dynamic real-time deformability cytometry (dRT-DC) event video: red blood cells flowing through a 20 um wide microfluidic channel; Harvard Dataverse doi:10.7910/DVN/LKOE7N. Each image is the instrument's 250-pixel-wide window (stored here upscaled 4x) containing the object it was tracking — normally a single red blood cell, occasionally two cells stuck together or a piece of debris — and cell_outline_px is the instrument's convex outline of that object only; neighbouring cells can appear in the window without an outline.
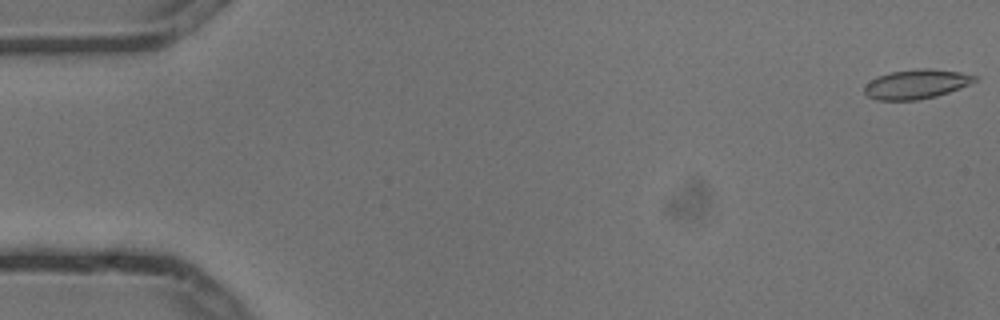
{"species": "common noctule bat (a hibernating species)", "species_latin": "Nyctalus noctula", "temperature_condition": "cold", "stored_images_in_passage": 5, "camera_frame_rate_fps": 3000, "um_per_image_px": 0.085, "animal": {"sex": "male", "body_mass_g": 13.3}, "frame": {"image": 1, "passage_image": 1, "time_ms": 0.0, "image_size_px": [1000, 320], "cell_outline_px": [[980, 76], [976, 80], [968, 84], [948, 92], [936, 96], [916, 100], [876, 100], [868, 96], [864, 92], [864, 84], [876, 76], [888, 72], [920, 68], [928, 68], [960, 72]], "centroid_in_image_um": [77.84, 7.14], "position_along_channel_um": 7.2, "area_um2": 18.96}}
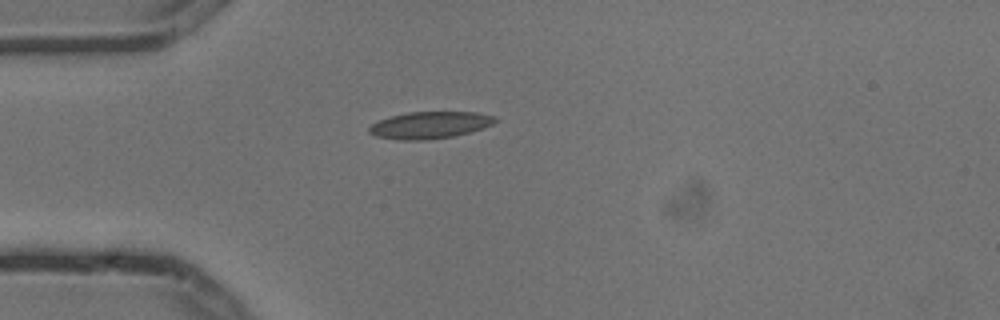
{"frame": {"image": 2, "passage_image": 5, "time_ms": 1.333, "image_size_px": [1000, 320], "cell_outline_px": [[500, 120], [484, 128], [452, 136], [428, 140], [396, 140], [376, 136], [368, 132], [368, 128], [372, 124], [380, 120], [392, 116], [408, 112], [476, 112], [496, 116]], "centroid_in_image_um": [36.56, 10.63], "position_along_channel_um": 48.4, "area_um2": 19.83}}